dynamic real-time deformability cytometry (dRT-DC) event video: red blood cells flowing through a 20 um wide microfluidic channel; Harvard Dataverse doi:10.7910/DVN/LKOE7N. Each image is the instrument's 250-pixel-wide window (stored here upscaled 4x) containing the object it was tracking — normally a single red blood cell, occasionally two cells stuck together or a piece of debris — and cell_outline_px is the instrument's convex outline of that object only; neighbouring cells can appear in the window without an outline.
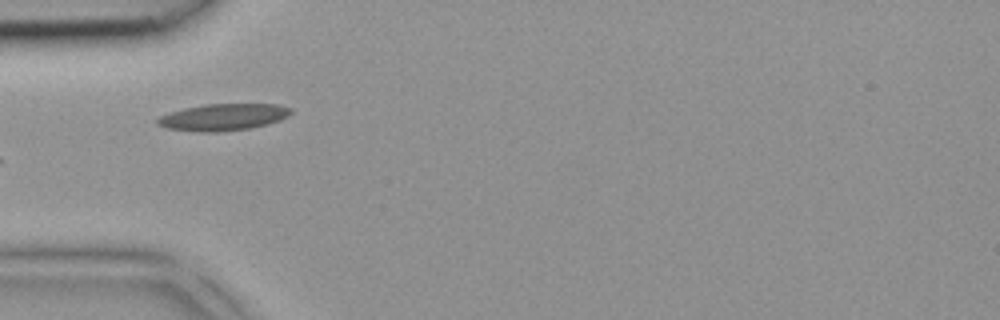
{"species": "common noctule bat (a hibernating species)", "species_latin": "Nyctalus noctula", "temperature_condition": "room temperature", "stored_images_in_passage": 5, "camera_frame_rate_fps": 3000, "um_per_image_px": 0.085, "animal": {"sex": "female", "body_mass_g": 18.4}, "frame": {"image": 1, "passage_image": 4, "time_ms": 1.0, "image_size_px": [1000, 320], "cell_outline_px": [[292, 112], [288, 116], [280, 120], [252, 128], [220, 132], [200, 132], [168, 128], [156, 124], [156, 120], [160, 116], [168, 112], [184, 108], [204, 104], [280, 104], [292, 108]], "centroid_in_image_um": [18.98, 9.95], "position_along_channel_um": 66.0, "area_um2": 20.98}}